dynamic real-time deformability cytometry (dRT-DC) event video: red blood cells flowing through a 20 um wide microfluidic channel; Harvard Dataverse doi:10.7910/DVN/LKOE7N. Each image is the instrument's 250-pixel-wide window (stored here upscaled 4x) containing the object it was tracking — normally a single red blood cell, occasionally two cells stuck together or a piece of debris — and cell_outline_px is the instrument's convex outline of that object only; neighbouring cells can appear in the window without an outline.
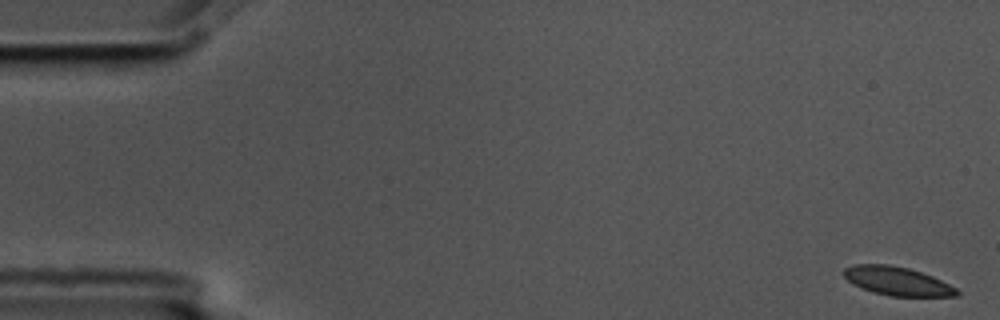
{"species": "common noctule bat (a hibernating species)", "species_latin": "Nyctalus noctula", "temperature_condition": "cold", "stored_images_in_passage": 7, "camera_frame_rate_fps": 3000, "um_per_image_px": 0.085, "animal": {"sex": "male", "body_mass_g": 17.5, "forearm_length_mm": 52.3}, "frame": {"image": 1, "passage_image": 1, "time_ms": 0.0, "image_size_px": [1000, 320], "cell_outline_px": [[960, 296], [888, 296], [872, 292], [852, 284], [840, 272], [844, 268], [852, 264], [888, 264], [908, 268], [932, 276], [956, 288], [960, 292]], "centroid_in_image_um": [76.22, 23.89], "position_along_channel_um": 8.8, "area_um2": 18.96}}